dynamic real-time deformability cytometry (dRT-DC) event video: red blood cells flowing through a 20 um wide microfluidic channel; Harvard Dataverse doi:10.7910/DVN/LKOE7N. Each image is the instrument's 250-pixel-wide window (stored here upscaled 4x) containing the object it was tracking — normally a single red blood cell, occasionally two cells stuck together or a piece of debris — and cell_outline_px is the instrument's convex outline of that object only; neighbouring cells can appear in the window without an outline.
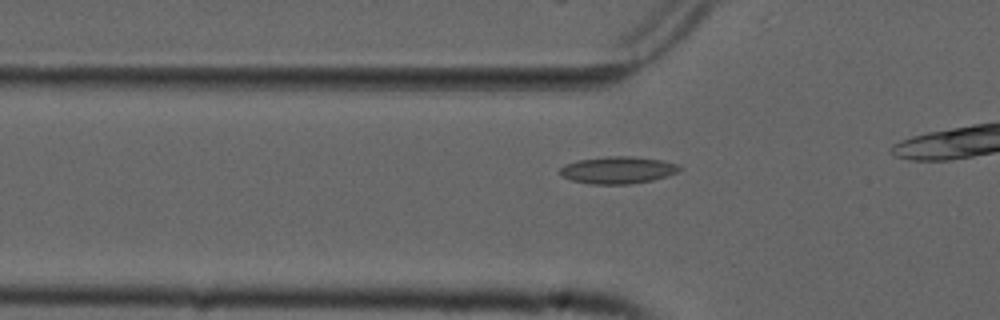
{"species": "common noctule bat (a hibernating species)", "species_latin": "Nyctalus noctula", "temperature_condition": "cold", "stored_images_in_passage": 16, "camera_frame_rate_fps": 3000, "um_per_image_px": 0.085, "animal": {"sex": "male", "forearm_length_mm": 52.5}, "frame": {"image": 1, "passage_image": 7, "time_ms": 2.0, "image_size_px": [1000, 320], "cell_outline_px": [[684, 168], [668, 176], [652, 180], [628, 184], [588, 184], [572, 180], [560, 176], [560, 168], [564, 164], [580, 160], [608, 156], [632, 156], [664, 160], [680, 164]], "centroid_in_image_um": [52.55, 14.45], "position_along_channel_um": 73.3, "area_um2": 19.07}}
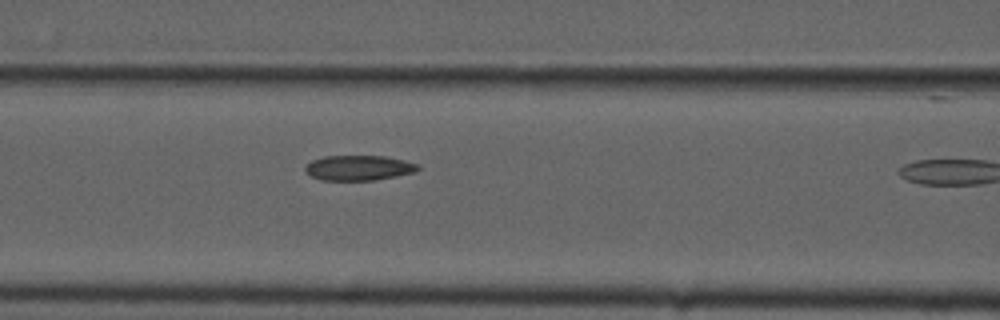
{"frame": {"image": 2, "passage_image": 12, "time_ms": 3.667, "image_size_px": [1000, 320], "cell_outline_px": [[420, 168], [416, 172], [376, 180], [320, 180], [312, 176], [304, 168], [312, 160], [324, 156], [384, 156], [404, 160], [420, 164]], "centroid_in_image_um": [30.54, 14.26], "position_along_channel_um": 136.1, "area_um2": 16.47}}